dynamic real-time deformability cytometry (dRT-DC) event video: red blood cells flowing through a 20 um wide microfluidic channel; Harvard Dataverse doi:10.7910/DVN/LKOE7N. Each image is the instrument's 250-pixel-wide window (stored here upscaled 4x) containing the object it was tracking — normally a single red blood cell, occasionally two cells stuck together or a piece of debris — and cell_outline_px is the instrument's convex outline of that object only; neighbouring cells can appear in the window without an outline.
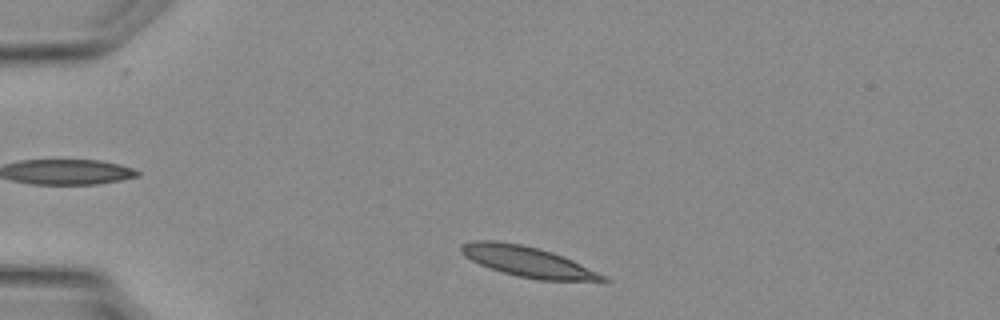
{"species": "Egyptian fruit bat (a non-hibernating species)", "species_latin": "Rousettus aegyptiacus", "temperature_condition": "warm", "stored_images_in_passage": 28, "camera_frame_rate_fps": 3000, "um_per_image_px": 0.085, "animal": {"sex": "female"}, "frame": {"image": 1, "passage_image": 1, "time_ms": 0.0, "image_size_px": [1000, 320], "cell_outline_px": [[612, 280], [540, 280], [520, 276], [504, 272], [480, 264], [464, 256], [460, 252], [460, 244], [476, 240], [496, 240], [520, 244], [540, 248], [552, 252], [572, 260]], "centroid_in_image_um": [44.77, 22.21], "position_along_channel_um": 40.2, "area_um2": 24.51}}
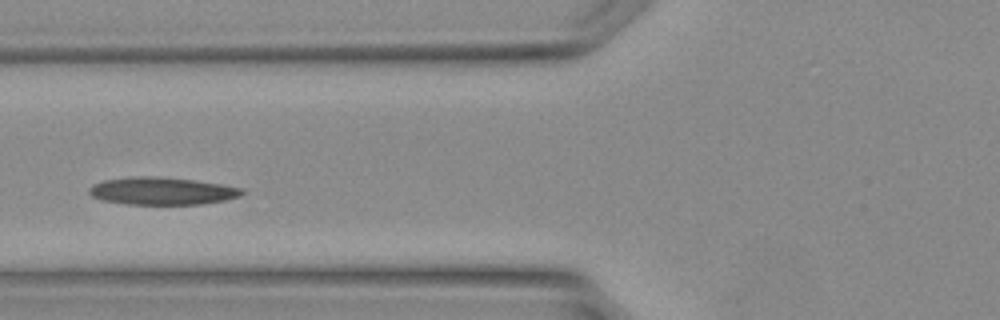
{"frame": {"image": 2, "passage_image": 7, "time_ms": 2.0, "image_size_px": [1000, 320], "cell_outline_px": [[244, 192], [240, 196], [224, 200], [200, 204], [128, 204], [104, 200], [92, 196], [88, 192], [88, 188], [92, 184], [104, 180], [128, 176], [160, 176], [196, 180], [244, 188]], "centroid_in_image_um": [13.75, 16.22], "position_along_channel_um": 112.0, "area_um2": 24.62}}
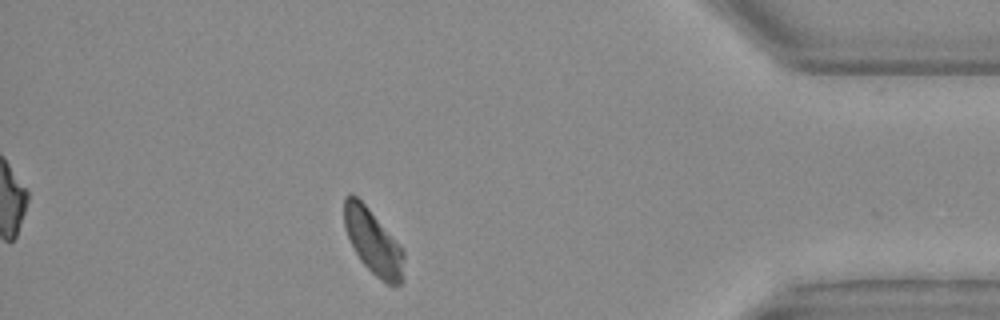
{"frame": {"image": 3, "passage_image": 24, "time_ms": 7.667, "image_size_px": [1000, 320], "cell_outline_px": [[404, 280], [400, 284], [388, 284], [380, 280], [360, 260], [344, 228], [344, 196], [352, 192], [368, 208], [404, 252]], "centroid_in_image_um": [31.7, 20.57], "position_along_channel_um": 403.5, "area_um2": 22.14}}